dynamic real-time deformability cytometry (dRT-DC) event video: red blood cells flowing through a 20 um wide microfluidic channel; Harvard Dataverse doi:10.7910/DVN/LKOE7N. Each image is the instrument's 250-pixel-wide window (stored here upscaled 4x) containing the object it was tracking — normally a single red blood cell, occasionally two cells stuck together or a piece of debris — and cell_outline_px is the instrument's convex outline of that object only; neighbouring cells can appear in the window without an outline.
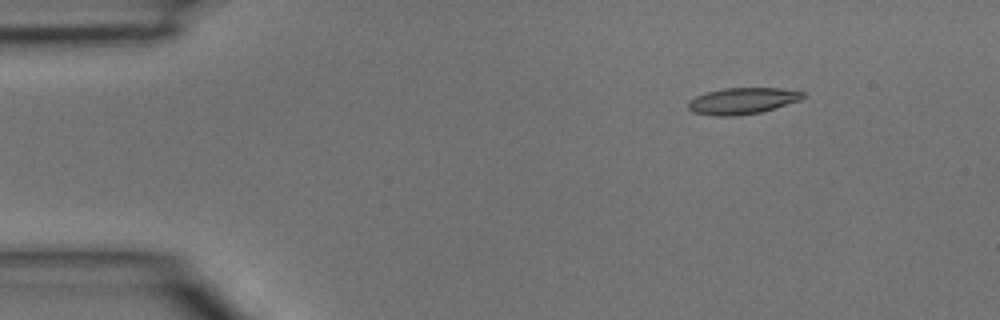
{"species": "common noctule bat (a hibernating species)", "species_latin": "Nyctalus noctula", "temperature_condition": "room temperature", "stored_images_in_passage": 4, "camera_frame_rate_fps": 3000, "um_per_image_px": 0.085, "animal": {"sex": "male", "body_mass_g": 15.6}, "frame": {"image": 1, "passage_image": 2, "time_ms": 0.333, "image_size_px": [1000, 320], "cell_outline_px": [[804, 96], [800, 100], [760, 112], [736, 116], [716, 116], [692, 112], [688, 108], [688, 100], [696, 96], [708, 92], [724, 88], [780, 88], [804, 92]], "centroid_in_image_um": [63.07, 8.58], "position_along_channel_um": 21.9, "area_um2": 17.51}}
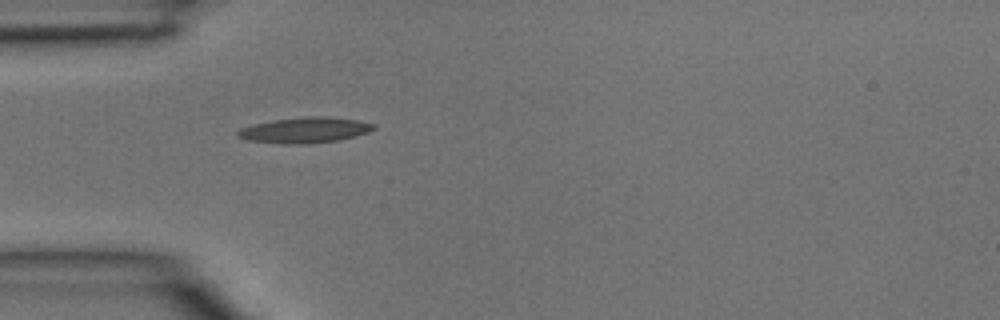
{"frame": {"image": 2, "passage_image": 4, "time_ms": 1.0, "image_size_px": [1000, 320], "cell_outline_px": [[376, 128], [368, 132], [336, 140], [308, 144], [284, 144], [248, 140], [236, 136], [236, 132], [240, 128], [256, 124], [276, 120], [308, 116], [324, 116], [356, 120], [376, 124]], "centroid_in_image_um": [25.9, 11.06], "position_along_channel_um": 59.1, "area_um2": 20.0}}